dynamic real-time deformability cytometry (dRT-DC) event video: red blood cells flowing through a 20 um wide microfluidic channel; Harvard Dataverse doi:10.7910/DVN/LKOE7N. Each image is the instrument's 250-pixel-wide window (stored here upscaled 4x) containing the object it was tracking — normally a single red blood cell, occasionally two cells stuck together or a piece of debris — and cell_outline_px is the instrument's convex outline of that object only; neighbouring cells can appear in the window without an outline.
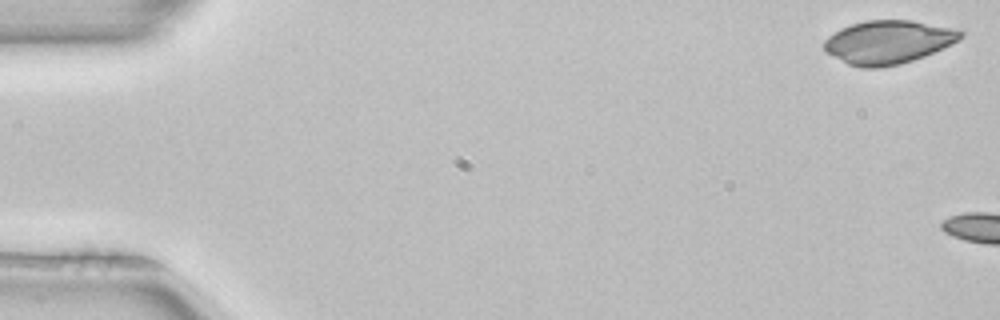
{"species": "common noctule bat (a hibernating species)", "species_latin": "Nyctalus noctula", "temperature_condition": "room temperature", "stored_images_in_passage": 5, "camera_frame_rate_fps": 3000, "um_per_image_px": 0.085, "animal": {"sex": "female", "body_mass_g": 22.7, "forearm_length_mm": 54.2}, "frame": {"image": 1, "passage_image": 1, "time_ms": 0.0, "image_size_px": [1000, 320], "cell_outline_px": [[964, 36], [960, 40], [924, 56], [900, 64], [876, 68], [860, 68], [848, 64], [824, 52], [824, 40], [828, 36], [840, 28], [852, 24], [868, 20], [912, 20], [960, 28], [964, 32]], "centroid_in_image_um": [75.52, 3.57], "position_along_channel_um": 9.5, "area_um2": 34.85}}